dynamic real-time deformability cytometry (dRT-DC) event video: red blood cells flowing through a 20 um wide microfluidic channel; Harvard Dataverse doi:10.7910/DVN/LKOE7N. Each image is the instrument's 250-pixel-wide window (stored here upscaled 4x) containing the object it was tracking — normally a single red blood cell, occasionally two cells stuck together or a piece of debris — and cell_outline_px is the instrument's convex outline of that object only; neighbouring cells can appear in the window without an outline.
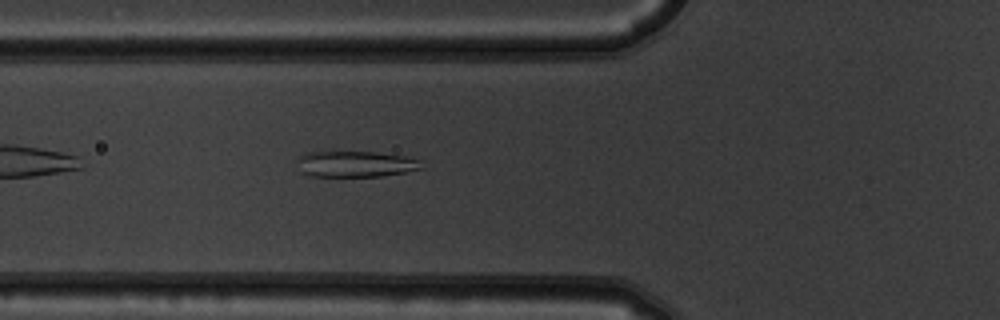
{"species": "common noctule bat (a hibernating species)", "species_latin": "Nyctalus noctula", "temperature_condition": "warm", "stored_images_in_passage": 4, "camera_frame_rate_fps": 3000, "um_per_image_px": 0.085, "animal": {"sex": "male", "body_mass_g": 19.5, "forearm_length_mm": 54.6}, "frame": {"image": 1, "passage_image": 4, "time_ms": 1.0, "image_size_px": [1000, 320], "cell_outline_px": [[424, 168], [404, 172], [380, 176], [308, 176], [300, 172], [296, 156], [308, 152], [376, 152], [404, 156], [420, 160]], "centroid_in_image_um": [30.18, 13.94], "position_along_channel_um": 95.6, "area_um2": 18.9}}